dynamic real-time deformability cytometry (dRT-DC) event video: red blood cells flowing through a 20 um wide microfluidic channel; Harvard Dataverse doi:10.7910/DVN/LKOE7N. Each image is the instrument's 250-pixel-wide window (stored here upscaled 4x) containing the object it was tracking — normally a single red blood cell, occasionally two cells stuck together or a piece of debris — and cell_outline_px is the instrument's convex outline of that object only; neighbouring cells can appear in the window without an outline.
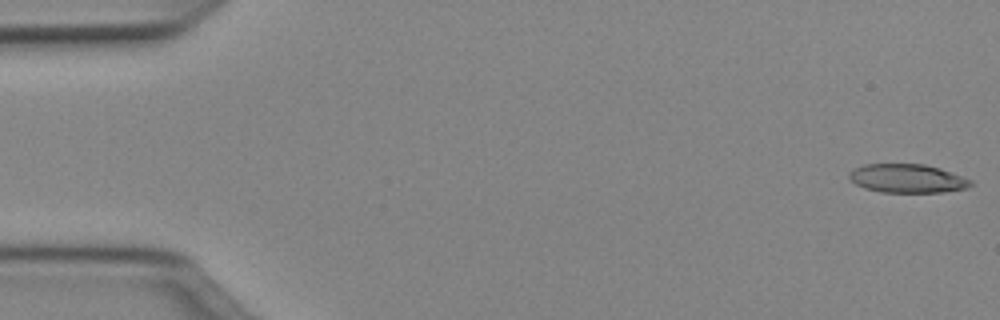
{"species": "Egyptian fruit bat (a non-hibernating species)", "species_latin": "Rousettus aegyptiacus", "temperature_condition": "cold", "stored_images_in_passage": 50, "camera_frame_rate_fps": 3000, "um_per_image_px": 0.085, "animal": {"sex": "female"}, "frame": {"image": 1, "passage_image": 1, "time_ms": 0.0, "image_size_px": [1000, 320], "cell_outline_px": [[972, 184], [968, 188], [944, 192], [880, 192], [864, 188], [856, 184], [848, 176], [848, 172], [864, 164], [924, 164], [940, 168], [972, 180]], "centroid_in_image_um": [77.13, 15.17], "position_along_channel_um": 7.9, "area_um2": 20.29}}
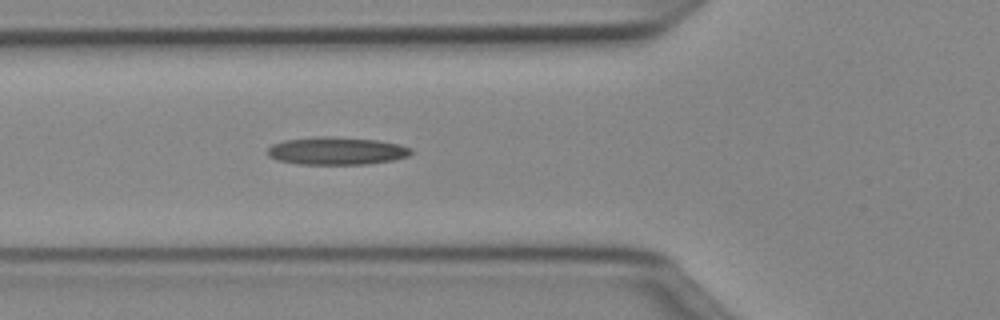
{"frame": {"image": 2, "passage_image": 18, "time_ms": 5.667, "image_size_px": [1000, 320], "cell_outline_px": [[412, 152], [408, 156], [392, 160], [368, 164], [300, 164], [276, 160], [268, 156], [268, 148], [272, 144], [284, 140], [320, 136], [328, 136], [380, 140], [400, 144], [412, 148]], "centroid_in_image_um": [28.62, 12.82], "position_along_channel_um": 97.2, "area_um2": 23.29}}
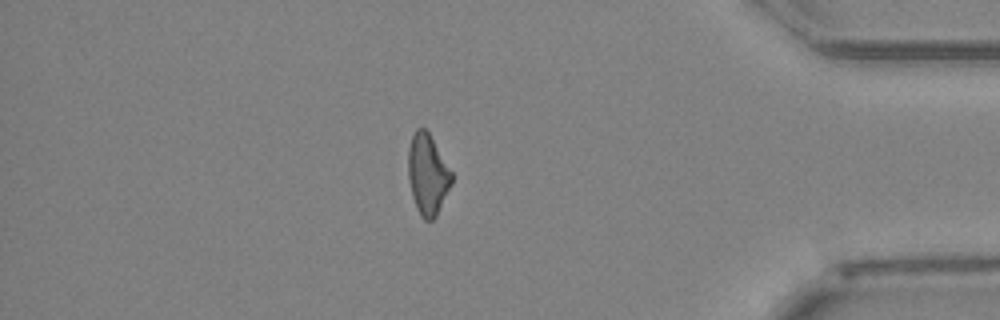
{"frame": {"image": 3, "passage_image": 43, "time_ms": 14.0, "image_size_px": [1000, 320], "cell_outline_px": [[452, 184], [436, 216], [432, 220], [424, 220], [420, 216], [416, 208], [412, 196], [408, 180], [408, 148], [412, 136], [416, 128], [424, 128], [428, 132], [452, 172]], "centroid_in_image_um": [36.33, 14.85], "position_along_channel_um": 398.9, "area_um2": 20.4}, "authors_computed_cell_mechanics": {"area_um2": 21.5016, "velocity_mm_per_s": 4.0497, "shape_relaxation_time_tau1_ms": null, "shape_relaxation_time_tau2_ms": 3.962, "deformation_change_tau1": null, "deformation_change_tau2": 0.1657}}